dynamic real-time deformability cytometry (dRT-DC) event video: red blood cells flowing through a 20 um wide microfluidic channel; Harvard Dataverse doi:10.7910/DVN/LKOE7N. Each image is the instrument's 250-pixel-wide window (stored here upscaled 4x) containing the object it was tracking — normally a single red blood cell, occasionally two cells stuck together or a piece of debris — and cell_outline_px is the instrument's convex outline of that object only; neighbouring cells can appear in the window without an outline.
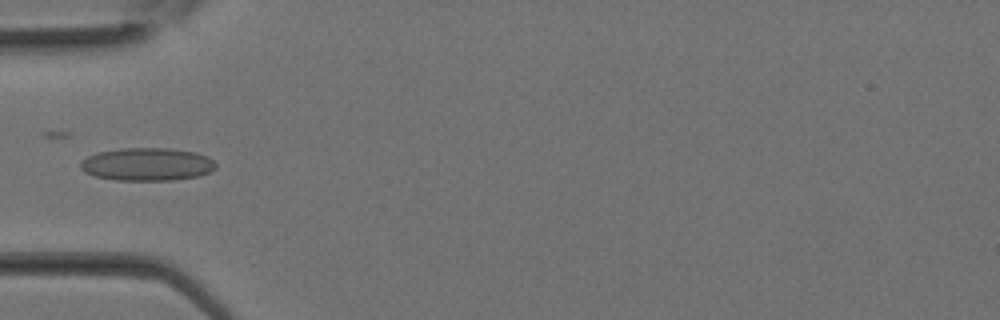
{"species": "Egyptian fruit bat (a non-hibernating species)", "species_latin": "Rousettus aegyptiacus", "temperature_condition": "room temperature", "stored_images_in_passage": 12, "camera_frame_rate_fps": 3000, "um_per_image_px": 0.085, "animal": {"sex": "female"}, "frame": {"image": 1, "passage_image": 9, "time_ms": 2.667, "image_size_px": [1000, 320], "cell_outline_px": [[216, 168], [200, 176], [172, 180], [116, 180], [96, 176], [84, 172], [80, 168], [80, 160], [88, 156], [100, 152], [120, 148], [168, 148], [196, 152], [208, 156], [216, 164]], "centroid_in_image_um": [12.51, 13.96], "position_along_channel_um": 72.5, "area_um2": 26.01}}
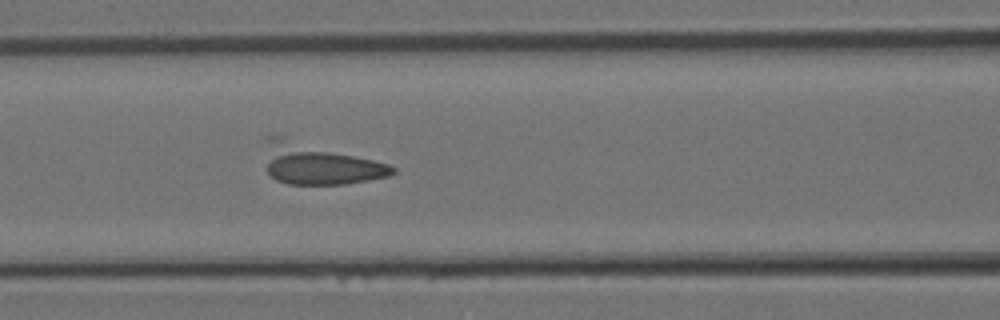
{"frame": {"image": 2, "passage_image": 12, "time_ms": 3.667, "image_size_px": [1000, 320], "cell_outline_px": [[396, 172], [388, 176], [348, 184], [288, 184], [276, 180], [268, 172], [268, 136], [284, 136], [388, 164], [396, 168]], "centroid_in_image_um": [27.15, 13.95], "position_along_channel_um": 139.5, "area_um2": 29.77}}